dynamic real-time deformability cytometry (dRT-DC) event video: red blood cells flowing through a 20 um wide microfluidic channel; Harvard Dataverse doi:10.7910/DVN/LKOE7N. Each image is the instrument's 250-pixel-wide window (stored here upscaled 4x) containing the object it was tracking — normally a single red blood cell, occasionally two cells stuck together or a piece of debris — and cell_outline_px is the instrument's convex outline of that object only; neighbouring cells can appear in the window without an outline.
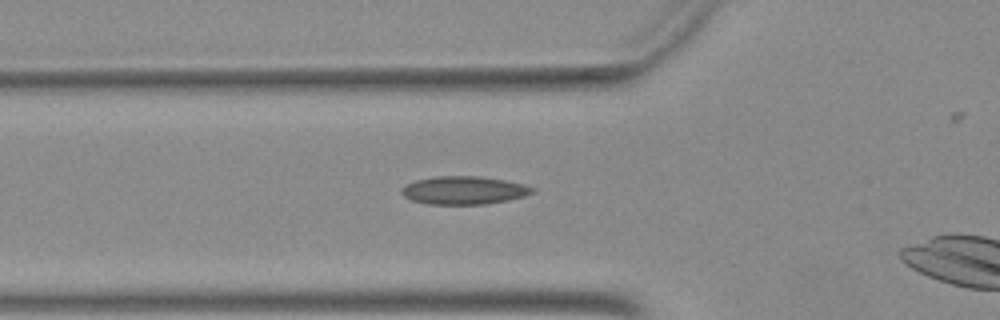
{"species": "Egyptian fruit bat (a non-hibernating species)", "species_latin": "Rousettus aegyptiacus", "temperature_condition": "warm", "stored_images_in_passage": 17, "camera_frame_rate_fps": 3000, "um_per_image_px": 0.085, "animal": {"sex": "female"}, "frame": {"image": 1, "passage_image": 15, "time_ms": 4.667, "image_size_px": [1000, 320], "cell_outline_px": [[536, 192], [524, 196], [484, 204], [428, 204], [412, 200], [404, 196], [400, 192], [400, 188], [416, 180], [436, 176], [480, 176], [504, 180], [524, 184], [532, 188]], "centroid_in_image_um": [39.4, 16.17], "position_along_channel_um": 86.4, "area_um2": 21.21}}